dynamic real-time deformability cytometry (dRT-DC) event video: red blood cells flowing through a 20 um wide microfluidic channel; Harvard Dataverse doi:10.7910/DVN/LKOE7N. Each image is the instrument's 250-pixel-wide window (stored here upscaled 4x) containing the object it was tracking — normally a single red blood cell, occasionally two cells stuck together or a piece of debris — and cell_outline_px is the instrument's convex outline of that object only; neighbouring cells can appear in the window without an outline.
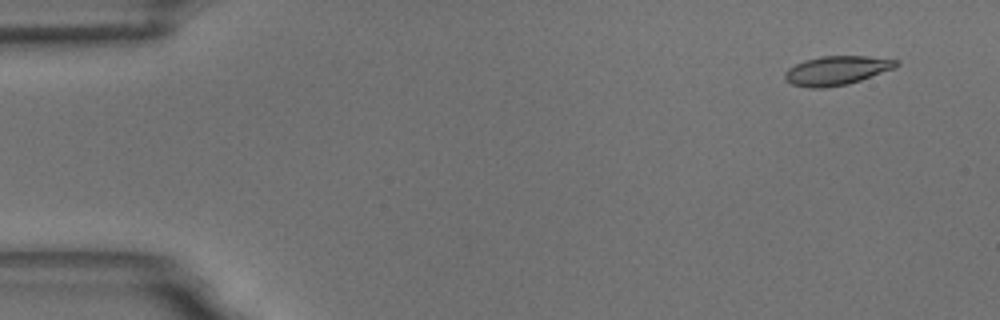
{"species": "common noctule bat (a hibernating species)", "species_latin": "Nyctalus noctula", "temperature_condition": "room temperature", "stored_images_in_passage": 53, "camera_frame_rate_fps": 3000, "um_per_image_px": 0.085, "animal": {"sex": "male", "body_mass_g": 18.8}, "frame": {"image": 1, "passage_image": 2, "time_ms": 0.333, "image_size_px": [1000, 320], "cell_outline_px": [[900, 64], [892, 68], [860, 80], [848, 84], [824, 88], [808, 88], [792, 84], [784, 80], [784, 72], [788, 68], [804, 60], [820, 56], [868, 56], [900, 60]], "centroid_in_image_um": [71.07, 5.99], "position_along_channel_um": 13.9, "area_um2": 18.84}}
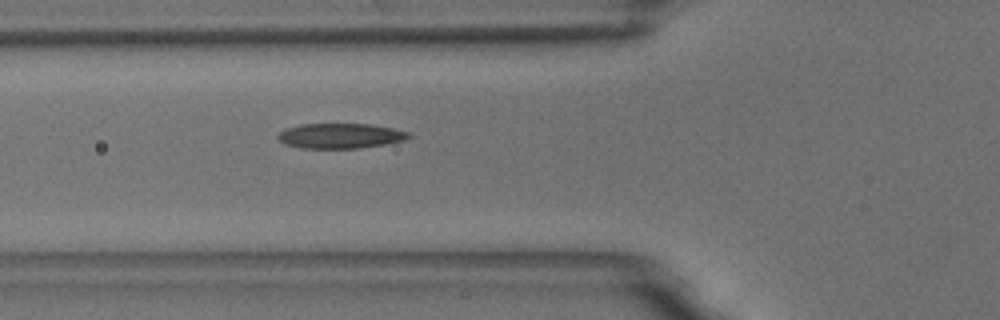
{"frame": {"image": 2, "passage_image": 18, "time_ms": 5.667, "image_size_px": [1000, 320], "cell_outline_px": [[412, 136], [404, 140], [384, 144], [360, 148], [304, 148], [284, 144], [276, 136], [280, 132], [288, 128], [300, 124], [372, 124], [392, 128], [408, 132]], "centroid_in_image_um": [28.93, 11.54], "position_along_channel_um": 96.9, "area_um2": 18.96}}
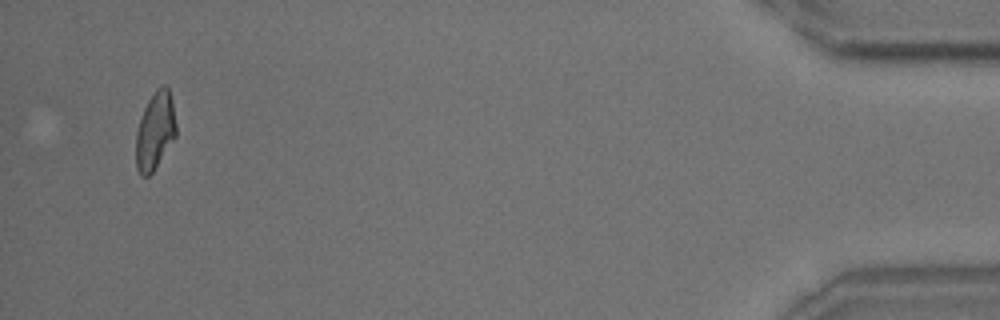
{"frame": {"image": 3, "passage_image": 51, "time_ms": 16.667, "image_size_px": [1000, 320], "cell_outline_px": [[176, 136], [152, 172], [148, 176], [140, 176], [136, 168], [136, 132], [144, 108], [148, 100], [156, 88], [160, 84], [164, 84], [168, 88], [172, 100], [176, 124]], "centroid_in_image_um": [13.18, 11.1], "position_along_channel_um": 422.0, "area_um2": 18.15}, "authors_computed_cell_mechanics": {"area_um2": 18.9584, "velocity_mm_per_s": 3.6721, "shape_relaxation_time_tau1_ms": 6.8176, "shape_relaxation_time_tau2_ms": 2.8155, "deformation_change_tau1": 0.1837, "deformation_change_tau2": 0.0949}}